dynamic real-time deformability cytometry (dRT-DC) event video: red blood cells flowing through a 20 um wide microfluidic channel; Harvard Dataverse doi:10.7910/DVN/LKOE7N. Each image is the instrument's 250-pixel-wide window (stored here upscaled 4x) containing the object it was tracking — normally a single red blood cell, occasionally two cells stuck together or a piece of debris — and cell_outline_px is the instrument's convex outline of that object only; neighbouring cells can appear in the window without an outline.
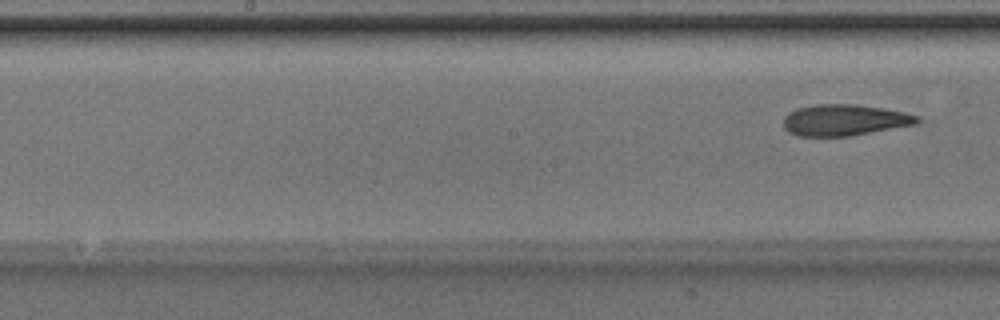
{"species": "Egyptian fruit bat (a non-hibernating species)", "species_latin": "Rousettus aegyptiacus", "temperature_condition": "room temperature", "stored_images_in_passage": 8, "camera_frame_rate_fps": 3000, "um_per_image_px": 0.085, "animal": {"sex": "male"}, "frame": {"image": 1, "passage_image": 8, "time_ms": 2.333, "image_size_px": [1000, 320], "cell_outline_px": [[920, 120], [916, 124], [848, 136], [796, 136], [788, 132], [784, 128], [784, 116], [788, 112], [796, 108], [816, 104], [856, 104], [884, 108], [904, 112], [916, 116]], "centroid_in_image_um": [71.72, 10.2], "position_along_channel_um": 176.5, "area_um2": 24.33}}